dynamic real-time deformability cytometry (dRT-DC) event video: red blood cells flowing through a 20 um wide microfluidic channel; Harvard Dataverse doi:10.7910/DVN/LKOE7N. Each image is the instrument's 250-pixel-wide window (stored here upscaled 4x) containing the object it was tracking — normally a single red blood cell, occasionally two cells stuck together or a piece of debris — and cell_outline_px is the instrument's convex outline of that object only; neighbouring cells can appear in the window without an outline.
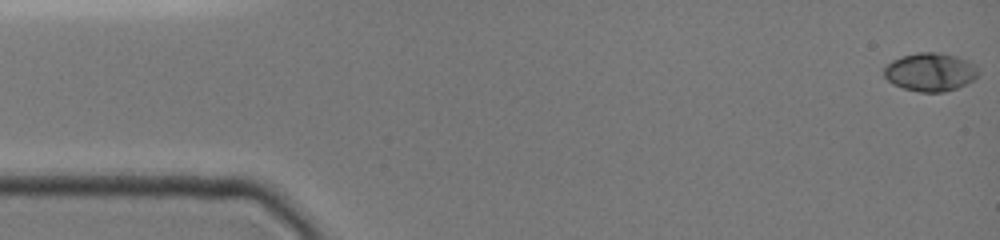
{"species": "common noctule bat (a hibernating species)", "species_latin": "Nyctalus noctula", "temperature_condition": "cold", "stored_images_in_passage": 26, "camera_frame_rate_fps": 3000, "um_per_image_px": 0.085, "animal": {"sex": "female", "body_mass_g": 19.0, "forearm_length_mm": 51.5}, "frame": {"image": 1, "passage_image": 1, "time_ms": 0.0, "image_size_px": [1000, 240], "cell_outline_px": [[980, 72], [972, 80], [956, 88], [940, 92], [920, 92], [904, 88], [888, 80], [884, 76], [884, 68], [892, 60], [916, 52], [940, 52], [956, 56], [968, 60], [976, 64]], "centroid_in_image_um": [79.1, 6.1], "position_along_channel_um": 5.9, "area_um2": 20.92}}
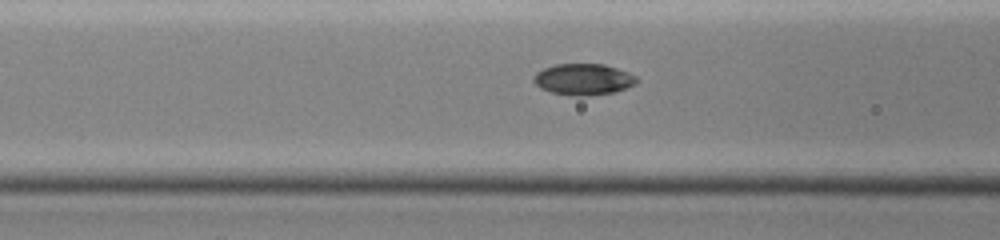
{"frame": {"image": 2, "passage_image": 19, "time_ms": 6.0, "image_size_px": [1000, 240], "cell_outline_px": [[640, 80], [636, 84], [612, 92], [588, 96], [576, 96], [552, 92], [540, 88], [532, 80], [536, 72], [544, 68], [556, 64], [604, 64], [628, 72], [636, 76]], "centroid_in_image_um": [49.59, 6.74], "position_along_channel_um": 117.0, "area_um2": 18.73}}
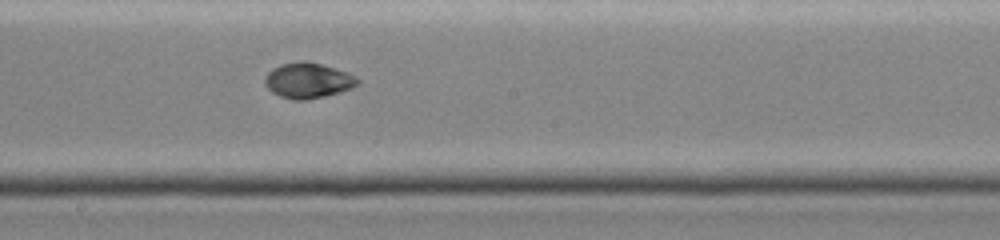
{"frame": {"image": 3, "passage_image": 26, "time_ms": 8.333, "image_size_px": [1000, 240], "cell_outline_px": [[360, 84], [352, 88], [324, 96], [308, 100], [292, 100], [280, 96], [272, 92], [268, 88], [264, 80], [268, 72], [272, 68], [280, 64], [296, 60], [308, 60], [344, 72], [360, 80]], "centroid_in_image_um": [26.14, 6.83], "position_along_channel_um": 222.1, "area_um2": 19.07}}